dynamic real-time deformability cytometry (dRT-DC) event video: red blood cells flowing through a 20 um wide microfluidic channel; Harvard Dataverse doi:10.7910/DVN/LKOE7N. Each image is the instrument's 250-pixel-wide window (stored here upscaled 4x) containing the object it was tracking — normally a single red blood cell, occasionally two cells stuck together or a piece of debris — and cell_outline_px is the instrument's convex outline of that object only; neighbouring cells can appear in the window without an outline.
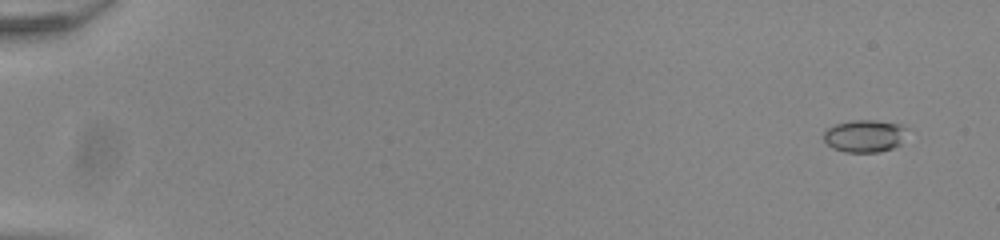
{"species": "common noctule bat (a hibernating species)", "species_latin": "Nyctalus noctula", "temperature_condition": "room temperature", "stored_images_in_passage": 55, "camera_frame_rate_fps": 3000, "um_per_image_px": 0.085, "animal": {"sex": "male", "body_mass_g": 20.0, "forearm_length_mm": 53.3}, "frame": {"image": 1, "passage_image": 4, "time_ms": 1.0, "image_size_px": [1000, 240], "cell_outline_px": [[908, 128], [900, 144], [892, 148], [880, 152], [844, 152], [832, 148], [824, 140], [824, 132], [828, 128], [836, 124], [852, 120], [872, 120], [900, 124]], "centroid_in_image_um": [73.5, 11.56], "position_along_channel_um": 11.5, "area_um2": 15.72}}
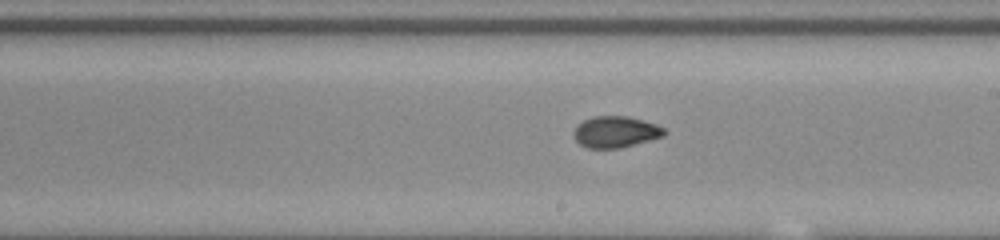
{"frame": {"image": 2, "passage_image": 34, "time_ms": 11.0, "image_size_px": [1000, 240], "cell_outline_px": [[668, 132], [664, 136], [620, 148], [588, 148], [580, 144], [576, 140], [572, 132], [584, 120], [592, 116], [628, 116], [644, 120], [656, 124], [664, 128]], "centroid_in_image_um": [52.35, 11.2], "position_along_channel_um": 236.6, "area_um2": 16.53}}
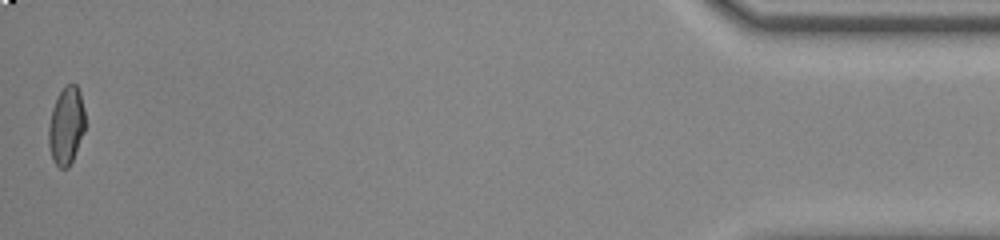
{"frame": {"image": 3, "passage_image": 55, "time_ms": 18.0, "image_size_px": [1000, 240], "cell_outline_px": [[84, 132], [72, 160], [68, 168], [60, 168], [52, 160], [48, 144], [48, 124], [52, 108], [64, 84], [76, 84], [80, 92], [84, 108]], "centroid_in_image_um": [5.61, 10.68], "position_along_channel_um": 429.6, "area_um2": 16.59}, "authors_computed_cell_mechanics": {"area_um2": 16.2996, "velocity_mm_per_s": 3.9063, "shape_relaxation_time_tau1_ms": null, "shape_relaxation_time_tau2_ms": 1.8294, "deformation_change_tau1": null, "deformation_change_tau2": 0.0549}}